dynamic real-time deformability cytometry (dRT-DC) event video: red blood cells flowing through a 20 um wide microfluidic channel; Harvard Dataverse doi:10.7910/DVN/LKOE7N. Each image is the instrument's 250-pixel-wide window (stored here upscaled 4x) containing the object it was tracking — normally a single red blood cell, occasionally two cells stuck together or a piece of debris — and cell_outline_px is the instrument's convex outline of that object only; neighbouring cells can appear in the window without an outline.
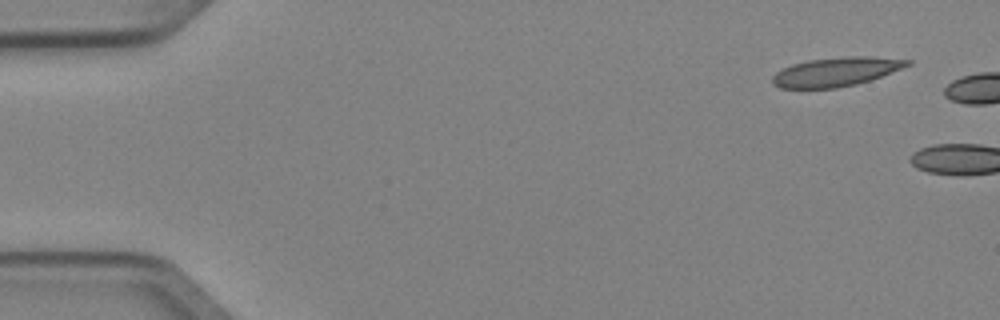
{"species": "Egyptian fruit bat (a non-hibernating species)", "species_latin": "Rousettus aegyptiacus", "temperature_condition": "cold", "stored_images_in_passage": 2, "camera_frame_rate_fps": 3000, "um_per_image_px": 0.085, "animal": {"sex": "female"}, "frame": {"image": 1, "passage_image": 1, "time_ms": 0.0, "image_size_px": [1000, 320], "cell_outline_px": [[912, 64], [880, 76], [856, 84], [836, 88], [780, 88], [772, 84], [772, 76], [776, 72], [792, 64], [808, 60], [844, 56], [872, 56], [912, 60]], "centroid_in_image_um": [71.05, 6.09], "position_along_channel_um": 14.0, "area_um2": 22.72}}